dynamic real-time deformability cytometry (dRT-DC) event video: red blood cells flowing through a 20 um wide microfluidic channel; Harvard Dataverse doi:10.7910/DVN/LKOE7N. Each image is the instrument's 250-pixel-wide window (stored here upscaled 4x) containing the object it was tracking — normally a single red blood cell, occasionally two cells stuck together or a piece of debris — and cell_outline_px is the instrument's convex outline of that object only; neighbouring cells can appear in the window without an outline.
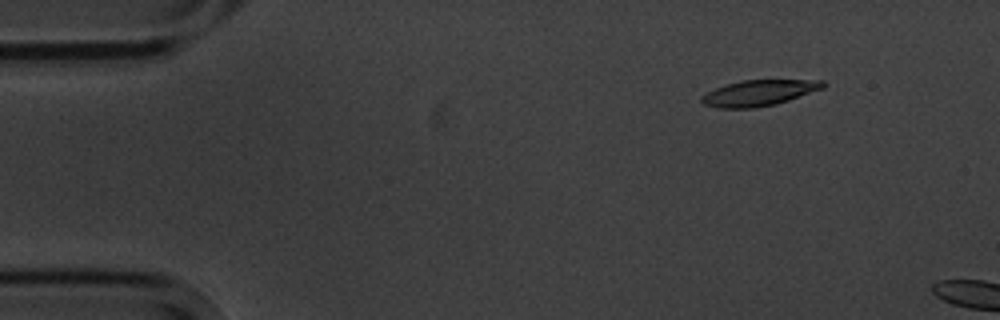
{"species": "common noctule bat (a hibernating species)", "species_latin": "Nyctalus noctula", "temperature_condition": "cold", "stored_images_in_passage": 5, "camera_frame_rate_fps": 3000, "um_per_image_px": 0.085, "animal": {"sex": "male", "body_mass_g": 20.1, "forearm_length_mm": 53.5}, "frame": {"image": 1, "passage_image": 2, "time_ms": 2.0, "image_size_px": [1000, 320], "cell_outline_px": [[828, 84], [824, 88], [776, 104], [756, 108], [716, 108], [704, 104], [700, 100], [700, 96], [724, 84], [740, 80], [824, 80]], "centroid_in_image_um": [64.51, 7.89], "position_along_channel_um": 20.5, "area_um2": 18.44}}